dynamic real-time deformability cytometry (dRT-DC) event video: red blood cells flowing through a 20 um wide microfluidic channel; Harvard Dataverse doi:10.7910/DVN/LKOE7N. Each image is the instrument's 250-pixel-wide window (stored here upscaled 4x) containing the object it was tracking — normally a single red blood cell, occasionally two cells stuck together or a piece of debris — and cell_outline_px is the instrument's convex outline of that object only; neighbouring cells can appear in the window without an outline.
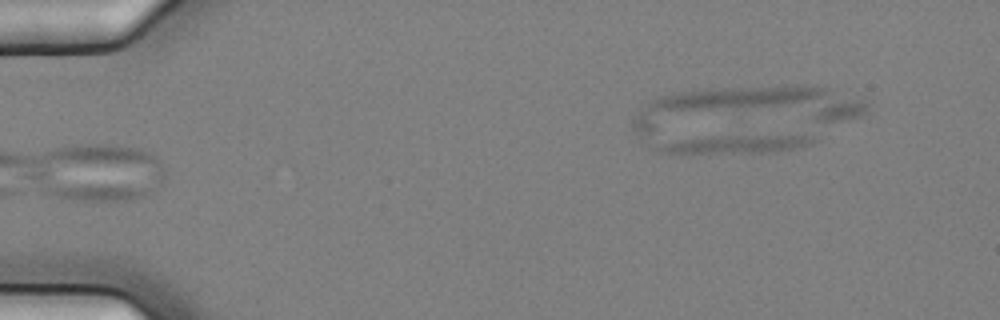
{"species": "common noctule bat (a hibernating species)", "species_latin": "Nyctalus noctula", "temperature_condition": "cold", "stored_images_in_passage": 5, "camera_frame_rate_fps": 3000, "um_per_image_px": 0.085, "animal": {"sex": "female", "body_mass_g": 25.1}, "frame": {"image": 1, "passage_image": 5, "time_ms": 1.333, "image_size_px": [1000, 320], "cell_outline_px": [[816, 140], [812, 144], [776, 152], [668, 152], [656, 148], [664, 144], [684, 140], [712, 136], [808, 132], [812, 132]], "centroid_in_image_um": [63.09, 12.17], "position_along_channel_um": 21.9, "area_um2": 16.65}}